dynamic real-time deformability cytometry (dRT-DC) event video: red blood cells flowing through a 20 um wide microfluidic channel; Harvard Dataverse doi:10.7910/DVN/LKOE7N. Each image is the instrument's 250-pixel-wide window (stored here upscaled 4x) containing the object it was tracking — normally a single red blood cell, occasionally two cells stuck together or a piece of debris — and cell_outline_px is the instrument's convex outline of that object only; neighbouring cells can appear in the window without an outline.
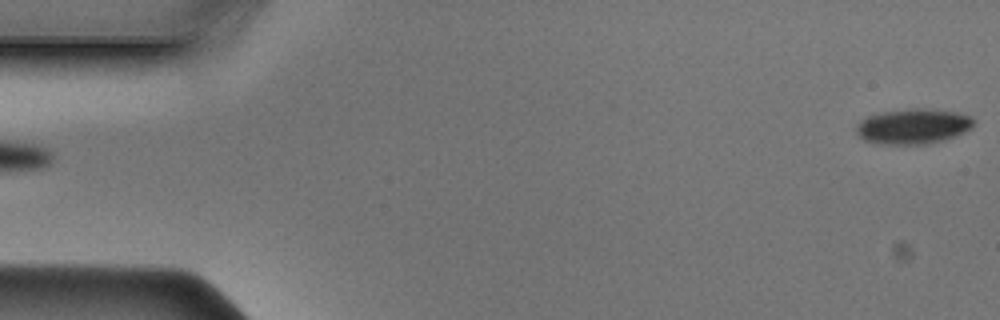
{"species": "Egyptian fruit bat (a non-hibernating species)", "species_latin": "Rousettus aegyptiacus", "temperature_condition": "cold", "stored_images_in_passage": 48, "camera_frame_rate_fps": 3000, "um_per_image_px": 0.085, "animal": {"sex": "male"}, "frame": {"image": 1, "passage_image": 1, "time_ms": 0.0, "image_size_px": [1000, 320], "cell_outline_px": [[976, 120], [972, 128], [964, 132], [944, 140], [928, 144], [876, 144], [864, 140], [856, 132], [856, 124], [860, 120], [868, 116], [880, 112], [912, 108], [916, 108], [952, 112], [972, 116]], "centroid_in_image_um": [77.6, 10.75], "position_along_channel_um": 7.4, "area_um2": 24.16}}
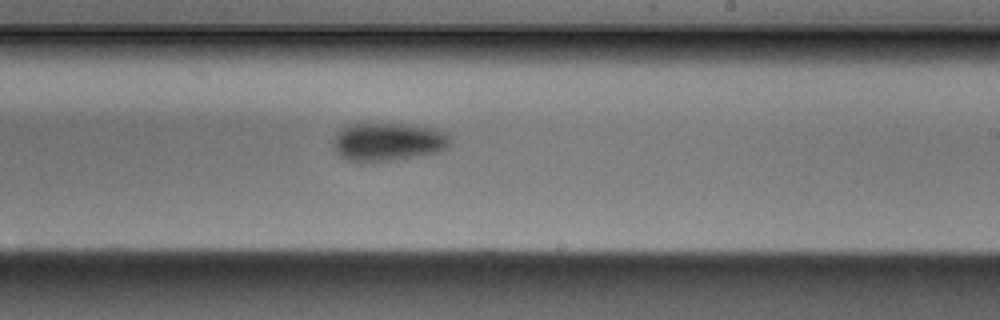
{"frame": {"image": 2, "passage_image": 28, "time_ms": 9.0, "image_size_px": [1000, 320], "cell_outline_px": [[452, 144], [448, 148], [440, 152], [396, 160], [372, 164], [348, 160], [340, 156], [332, 148], [332, 140], [340, 128], [352, 124], [404, 124], [432, 128], [448, 132], [452, 136]], "centroid_in_image_um": [33.0, 12.08], "position_along_channel_um": 256.0, "area_um2": 26.93}}
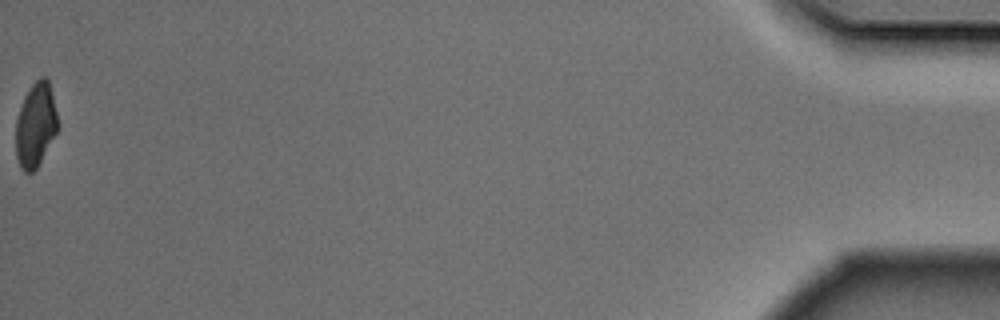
{"frame": {"image": 3, "passage_image": 48, "time_ms": 15.667, "image_size_px": [1000, 320], "cell_outline_px": [[56, 132], [36, 168], [32, 172], [24, 172], [20, 168], [16, 156], [16, 120], [24, 96], [32, 84], [40, 76], [48, 76], [56, 112]], "centroid_in_image_um": [3.0, 10.59], "position_along_channel_um": 432.2, "area_um2": 20.23}}